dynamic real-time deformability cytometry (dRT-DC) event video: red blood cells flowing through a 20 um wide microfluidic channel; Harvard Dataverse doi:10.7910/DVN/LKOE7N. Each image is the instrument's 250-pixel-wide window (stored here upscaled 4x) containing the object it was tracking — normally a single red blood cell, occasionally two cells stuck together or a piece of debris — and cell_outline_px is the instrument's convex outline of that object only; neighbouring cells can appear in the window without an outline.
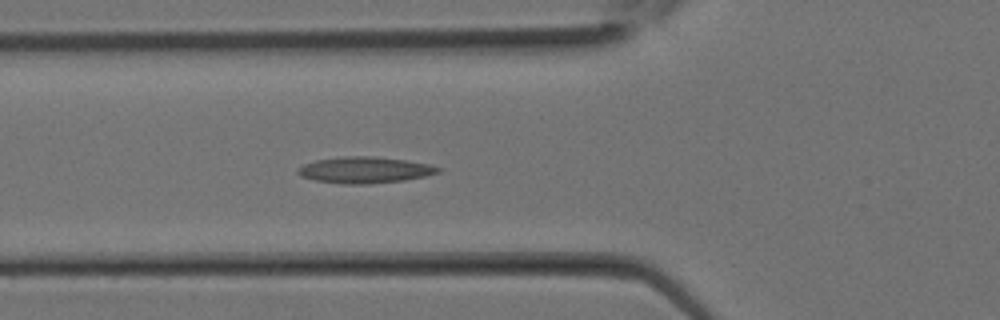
{"species": "Egyptian fruit bat (a non-hibernating species)", "species_latin": "Rousettus aegyptiacus", "temperature_condition": "room temperature", "stored_images_in_passage": 17, "camera_frame_rate_fps": 3000, "um_per_image_px": 0.085, "animal": {"sex": "female"}, "frame": {"image": 1, "passage_image": 10, "time_ms": 3.0, "image_size_px": [1000, 320], "cell_outline_px": [[444, 168], [440, 172], [424, 176], [404, 180], [368, 184], [344, 184], [316, 180], [300, 176], [296, 172], [296, 168], [304, 164], [316, 160], [344, 156], [372, 156], [404, 160], [428, 164]], "centroid_in_image_um": [30.99, 14.45], "position_along_channel_um": 94.8, "area_um2": 21.44}}
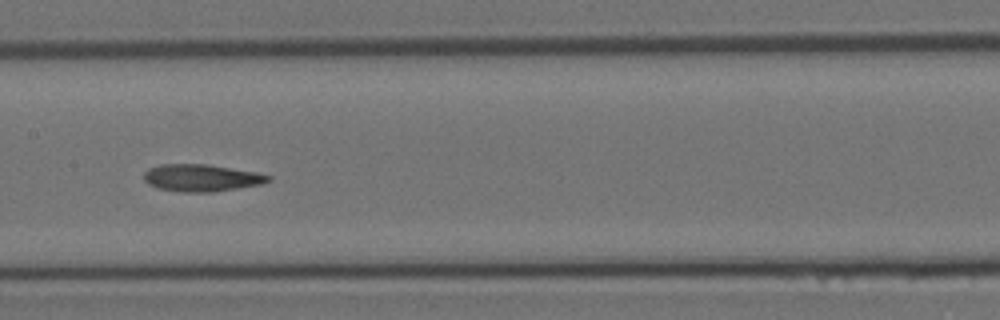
{"frame": {"image": 2, "passage_image": 14, "time_ms": 4.333, "image_size_px": [1000, 320], "cell_outline_px": [[272, 180], [264, 184], [212, 192], [180, 192], [156, 188], [148, 184], [144, 180], [144, 172], [148, 168], [160, 164], [208, 164], [256, 172], [272, 176]], "centroid_in_image_um": [17.13, 15.12], "position_along_channel_um": 190.3, "area_um2": 19.94}}
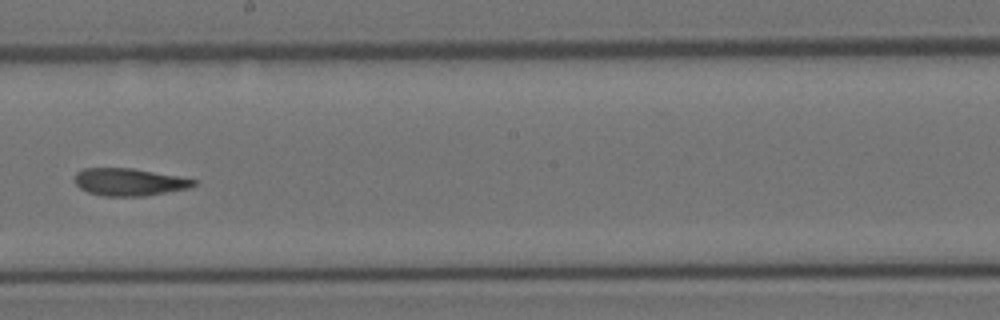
{"frame": {"image": 3, "passage_image": 16, "time_ms": 5.0, "image_size_px": [1000, 320], "cell_outline_px": [[196, 184], [188, 188], [144, 196], [100, 196], [88, 192], [80, 188], [76, 184], [76, 172], [84, 168], [132, 168], [176, 176], [196, 180]], "centroid_in_image_um": [10.94, 15.47], "position_along_channel_um": 237.3, "area_um2": 18.79}}